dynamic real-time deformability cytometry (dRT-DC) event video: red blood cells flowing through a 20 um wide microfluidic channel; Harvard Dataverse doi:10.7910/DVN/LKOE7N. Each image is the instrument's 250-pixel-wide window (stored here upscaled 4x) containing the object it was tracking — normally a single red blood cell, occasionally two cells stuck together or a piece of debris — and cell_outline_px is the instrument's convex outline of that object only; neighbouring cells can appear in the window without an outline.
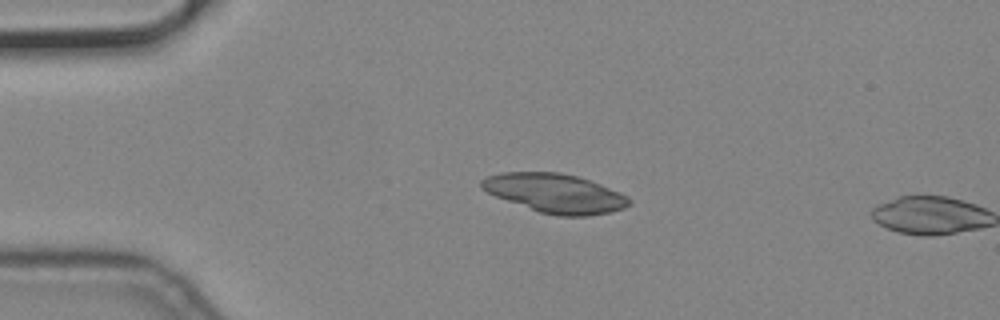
{"species": "common noctule bat (a hibernating species)", "species_latin": "Nyctalus noctula", "temperature_condition": "cold", "stored_images_in_passage": 3, "camera_frame_rate_fps": 3000, "um_per_image_px": 0.085, "animal": {"sex": "male", "body_mass_g": 19.2, "forearm_length_mm": 51.8}, "frame": {"image": 1, "passage_image": 2, "time_ms": 0.333, "image_size_px": [1000, 320], "cell_outline_px": [[632, 204], [624, 208], [608, 212], [588, 216], [556, 216], [540, 212], [496, 196], [480, 188], [480, 180], [488, 176], [500, 172], [560, 172], [576, 176], [600, 184], [620, 192], [628, 196], [632, 200]], "centroid_in_image_um": [47.2, 16.42], "position_along_channel_um": 37.8, "area_um2": 33.47}}